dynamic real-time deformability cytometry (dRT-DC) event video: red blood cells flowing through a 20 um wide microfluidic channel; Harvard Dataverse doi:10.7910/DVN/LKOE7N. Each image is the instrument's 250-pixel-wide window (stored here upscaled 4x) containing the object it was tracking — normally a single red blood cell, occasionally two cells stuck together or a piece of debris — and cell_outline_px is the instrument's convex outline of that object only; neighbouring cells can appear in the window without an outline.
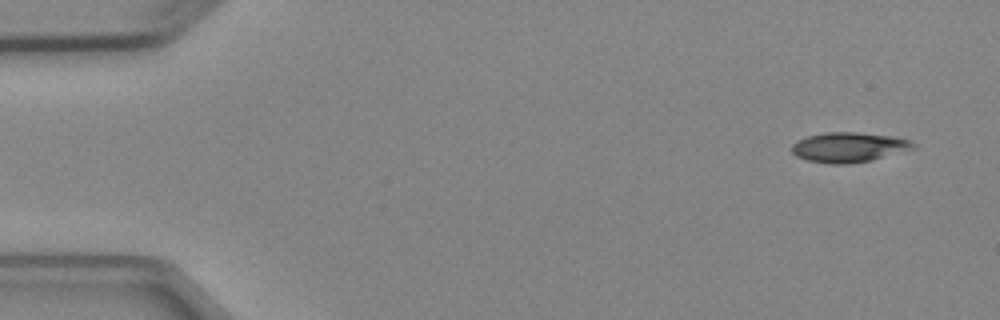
{"species": "Egyptian fruit bat (a non-hibernating species)", "species_latin": "Rousettus aegyptiacus", "temperature_condition": "cold", "stored_images_in_passage": 4, "camera_frame_rate_fps": 3000, "um_per_image_px": 0.085, "animal": {"sex": "female"}, "frame": {"image": 1, "passage_image": 1, "time_ms": 0.0, "image_size_px": [1000, 320], "cell_outline_px": [[916, 148], [872, 160], [844, 164], [832, 164], [808, 160], [796, 156], [792, 152], [792, 144], [808, 136], [824, 132], [856, 132], [892, 136], [912, 140], [916, 144]], "centroid_in_image_um": [72.19, 12.51], "position_along_channel_um": 12.8, "area_um2": 21.1}}
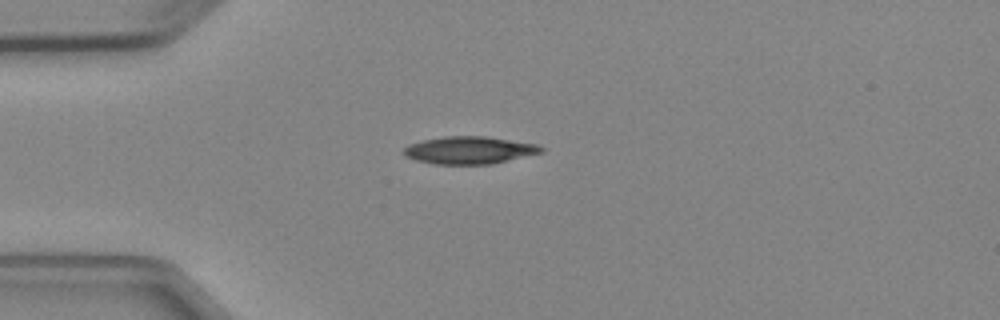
{"frame": {"image": 2, "passage_image": 4, "time_ms": 3.333, "image_size_px": [1000, 320], "cell_outline_px": [[544, 152], [492, 164], [436, 164], [416, 160], [408, 156], [404, 152], [404, 148], [412, 144], [424, 140], [444, 136], [484, 136], [536, 144], [544, 148]], "centroid_in_image_um": [39.95, 12.77], "position_along_channel_um": 45.1, "area_um2": 21.68}}